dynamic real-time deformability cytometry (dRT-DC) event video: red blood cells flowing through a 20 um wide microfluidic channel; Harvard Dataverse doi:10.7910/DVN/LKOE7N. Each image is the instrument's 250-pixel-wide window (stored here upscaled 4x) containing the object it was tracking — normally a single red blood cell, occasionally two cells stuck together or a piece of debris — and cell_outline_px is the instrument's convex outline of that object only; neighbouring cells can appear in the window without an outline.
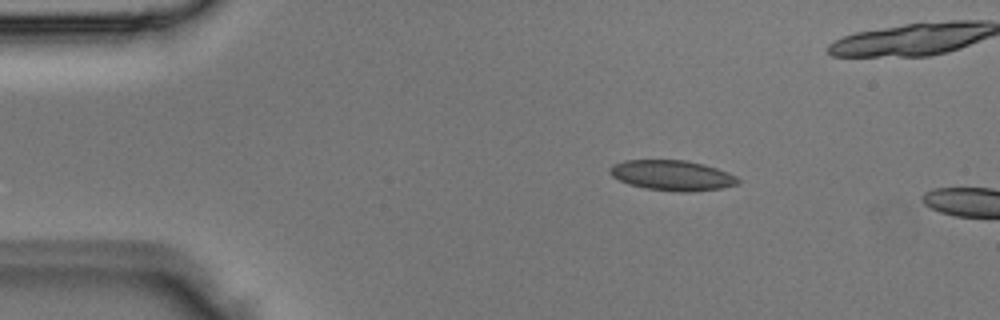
{"species": "Egyptian fruit bat (a non-hibernating species)", "species_latin": "Rousettus aegyptiacus", "temperature_condition": "room temperature", "stored_images_in_passage": 3, "camera_frame_rate_fps": 3000, "um_per_image_px": 0.085, "animal": {"sex": "male"}, "frame": {"image": 1, "passage_image": 1, "time_ms": 0.0, "image_size_px": [1000, 320], "cell_outline_px": [[740, 184], [720, 188], [688, 192], [680, 192], [644, 188], [628, 184], [612, 176], [608, 172], [608, 168], [612, 164], [624, 160], [684, 160], [704, 164], [728, 172], [736, 176], [740, 180]], "centroid_in_image_um": [57.11, 14.9], "position_along_channel_um": 27.9, "area_um2": 22.72}}